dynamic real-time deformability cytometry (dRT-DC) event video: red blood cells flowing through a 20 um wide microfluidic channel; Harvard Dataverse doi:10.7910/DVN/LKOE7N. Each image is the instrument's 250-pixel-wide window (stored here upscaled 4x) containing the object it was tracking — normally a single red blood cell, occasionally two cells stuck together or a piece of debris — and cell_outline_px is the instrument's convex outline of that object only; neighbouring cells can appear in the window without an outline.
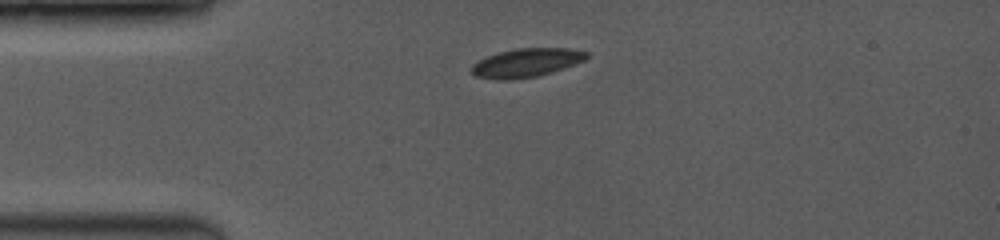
{"species": "common noctule bat (a hibernating species)", "species_latin": "Nyctalus noctula", "temperature_condition": "room temperature", "stored_images_in_passage": 4, "camera_frame_rate_fps": 3500, "um_per_image_px": 0.085, "animal": {"sex": "female", "body_mass_g": 19.0, "forearm_length_mm": 53.3}, "frame": {"image": 1, "passage_image": 1, "time_ms": 0.0, "image_size_px": [1000, 240], "cell_outline_px": [[588, 56], [584, 60], [552, 72], [536, 76], [512, 80], [496, 80], [476, 76], [472, 72], [472, 64], [488, 56], [500, 52], [520, 48], [568, 48], [588, 52]], "centroid_in_image_um": [44.73, 5.34], "position_along_channel_um": 40.3, "area_um2": 18.96}}
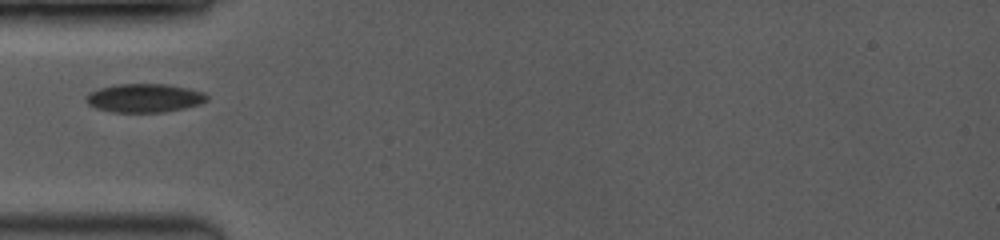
{"frame": {"image": 2, "passage_image": 3, "time_ms": 1.429, "image_size_px": [1000, 240], "cell_outline_px": [[208, 100], [200, 104], [184, 108], [164, 112], [112, 112], [96, 108], [88, 104], [88, 92], [100, 88], [120, 84], [164, 84], [188, 88], [204, 92], [208, 96]], "centroid_in_image_um": [12.31, 8.33], "position_along_channel_um": 72.7, "area_um2": 20.0}}